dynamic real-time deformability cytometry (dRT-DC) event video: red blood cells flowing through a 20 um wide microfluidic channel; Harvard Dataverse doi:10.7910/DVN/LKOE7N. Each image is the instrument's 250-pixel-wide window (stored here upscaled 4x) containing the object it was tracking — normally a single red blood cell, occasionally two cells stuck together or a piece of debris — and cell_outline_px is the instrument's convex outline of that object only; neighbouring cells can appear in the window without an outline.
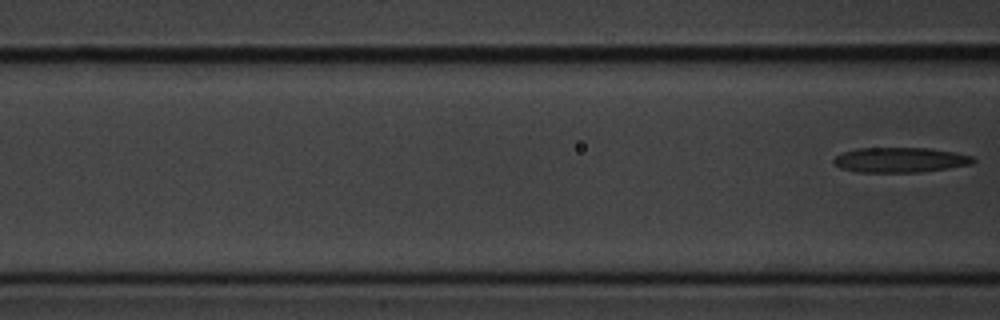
{"species": "common noctule bat (a hibernating species)", "species_latin": "Nyctalus noctula", "temperature_condition": "cold", "stored_images_in_passage": 8, "camera_frame_rate_fps": 3000, "um_per_image_px": 0.085, "animal": {"sex": "male", "body_mass_g": 20.1, "forearm_length_mm": 53.5}, "frame": {"image": 1, "passage_image": 8, "time_ms": 2.333, "image_size_px": [1000, 320], "cell_outline_px": [[976, 160], [972, 164], [948, 168], [920, 172], [860, 172], [840, 168], [832, 160], [840, 152], [856, 148], [928, 148], [956, 152], [972, 156]], "centroid_in_image_um": [76.51, 13.58], "position_along_channel_um": 90.1, "area_um2": 20.4}}